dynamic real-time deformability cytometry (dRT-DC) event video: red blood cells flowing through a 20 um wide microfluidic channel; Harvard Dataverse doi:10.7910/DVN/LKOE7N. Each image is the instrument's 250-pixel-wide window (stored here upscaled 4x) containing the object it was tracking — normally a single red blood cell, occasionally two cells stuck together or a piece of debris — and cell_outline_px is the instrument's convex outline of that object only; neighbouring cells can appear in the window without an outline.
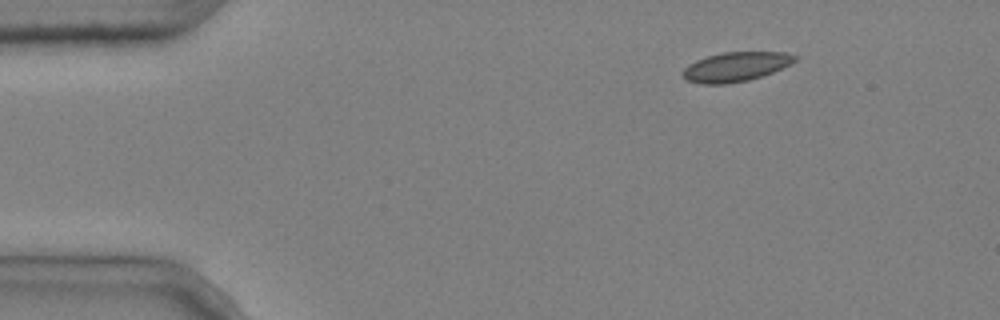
{"species": "common noctule bat (a hibernating species)", "species_latin": "Nyctalus noctula", "temperature_condition": "cold", "stored_images_in_passage": 3, "camera_frame_rate_fps": 3000, "um_per_image_px": 0.085, "animal": {"sex": "male", "body_mass_g": 20.4}, "frame": {"image": 1, "passage_image": 1, "time_ms": 0.0, "image_size_px": [1000, 320], "cell_outline_px": [[800, 56], [792, 64], [772, 72], [748, 80], [724, 84], [700, 84], [684, 80], [680, 72], [688, 64], [696, 60], [708, 56], [724, 52], [784, 52]], "centroid_in_image_um": [62.51, 5.68], "position_along_channel_um": 22.5, "area_um2": 19.36}}